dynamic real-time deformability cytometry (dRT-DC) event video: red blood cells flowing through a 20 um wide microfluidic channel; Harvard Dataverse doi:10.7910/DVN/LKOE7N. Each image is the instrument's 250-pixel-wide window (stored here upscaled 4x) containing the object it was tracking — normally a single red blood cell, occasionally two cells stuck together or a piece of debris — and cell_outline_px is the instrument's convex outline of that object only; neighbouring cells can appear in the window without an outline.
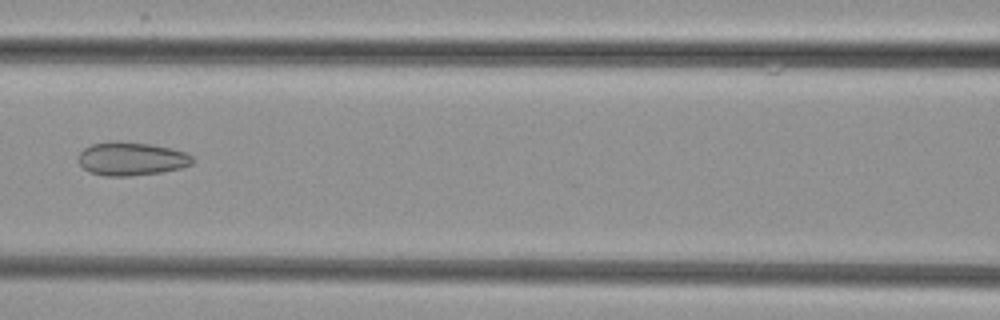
{"species": "common noctule bat (a hibernating species)", "species_latin": "Nyctalus noctula", "temperature_condition": "cold", "stored_images_in_passage": 4, "camera_frame_rate_fps": 3000, "um_per_image_px": 0.085, "animal": {"sex": "female", "body_mass_g": 29.2, "forearm_length_mm": 56.3}, "frame": {"image": 1, "passage_image": 4, "time_ms": 3.333, "image_size_px": [1000, 320], "cell_outline_px": [[196, 160], [192, 164], [180, 168], [160, 172], [132, 176], [104, 176], [88, 172], [76, 160], [76, 156], [84, 148], [92, 144], [112, 140], [120, 140], [152, 144], [172, 148], [184, 152], [192, 156]], "centroid_in_image_um": [11.13, 13.48], "position_along_channel_um": 155.5, "area_um2": 22.72}}